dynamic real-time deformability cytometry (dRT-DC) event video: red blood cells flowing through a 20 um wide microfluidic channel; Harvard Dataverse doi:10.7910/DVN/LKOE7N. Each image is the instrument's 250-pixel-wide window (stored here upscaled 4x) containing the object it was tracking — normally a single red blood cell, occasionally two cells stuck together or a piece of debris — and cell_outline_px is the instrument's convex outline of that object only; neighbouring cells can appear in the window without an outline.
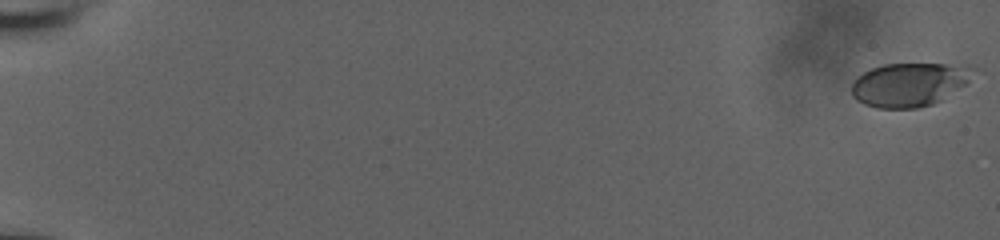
{"species": "human", "species_latin": "Homo sapiens", "temperature_condition": "room temperature", "stored_images_in_passage": 58, "camera_frame_rate_fps": 3000, "um_per_image_px": 0.085, "donor": {"sex": "male"}, "frame": {"image": 1, "passage_image": 1, "time_ms": 0.0, "image_size_px": [1000, 240], "cell_outline_px": [[976, 68], [968, 80], [964, 84], [940, 100], [932, 104], [916, 108], [876, 108], [864, 104], [856, 100], [852, 96], [852, 84], [856, 76], [872, 68], [884, 64], [968, 64]], "centroid_in_image_um": [77.26, 7.17], "position_along_channel_um": 7.7, "area_um2": 30.87}}
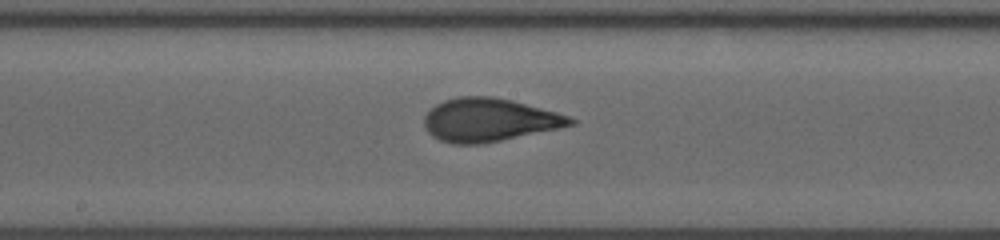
{"frame": {"image": 2, "passage_image": 34, "time_ms": 11.0, "image_size_px": [1000, 240], "cell_outline_px": [[576, 124], [560, 128], [480, 144], [452, 144], [440, 140], [432, 136], [424, 128], [424, 116], [436, 104], [444, 100], [460, 96], [492, 96], [512, 100], [556, 112], [568, 116], [576, 120]], "centroid_in_image_um": [41.56, 10.19], "position_along_channel_um": 206.6, "area_um2": 36.7}}
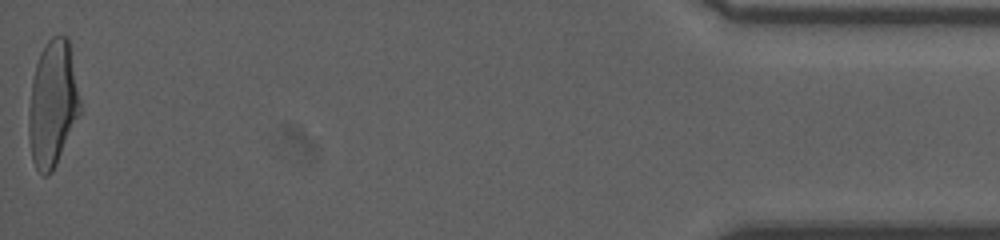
{"frame": {"image": 3, "passage_image": 58, "time_ms": 19.0, "image_size_px": [1000, 240], "cell_outline_px": [[80, 116], [52, 172], [48, 176], [44, 176], [36, 168], [32, 160], [28, 136], [28, 108], [32, 80], [36, 64], [40, 52], [48, 40], [52, 36], [68, 36], [80, 100]], "centroid_in_image_um": [4.46, 8.84], "position_along_channel_um": 430.7, "area_um2": 37.92}, "authors_computed_cell_mechanics": {"area_um2": 35.7204, "velocity_mm_per_s": 3.8617, "shape_relaxation_time_tau1_ms": 4.7617, "shape_relaxation_time_tau2_ms": 0.7282, "deformation_change_tau1": 0.1868, "deformation_change_tau2": 0.0719}}